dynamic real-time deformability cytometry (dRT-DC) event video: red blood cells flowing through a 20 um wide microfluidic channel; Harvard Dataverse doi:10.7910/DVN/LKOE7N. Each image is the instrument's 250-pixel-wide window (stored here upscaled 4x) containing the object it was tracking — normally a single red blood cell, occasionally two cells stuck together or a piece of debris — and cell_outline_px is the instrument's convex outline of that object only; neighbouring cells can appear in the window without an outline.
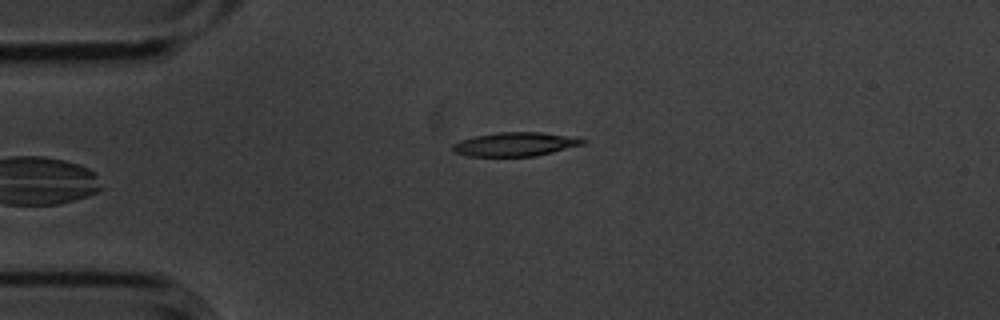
{"species": "common noctule bat (a hibernating species)", "species_latin": "Nyctalus noctula", "temperature_condition": "cold", "stored_images_in_passage": 6, "camera_frame_rate_fps": 3000, "um_per_image_px": 0.085, "animal": {"sex": "male", "body_mass_g": 20.1, "forearm_length_mm": 53.5}, "frame": {"image": 1, "passage_image": 6, "time_ms": 1.667, "image_size_px": [1000, 320], "cell_outline_px": [[588, 140], [584, 144], [536, 156], [468, 156], [452, 152], [452, 144], [460, 140], [476, 136], [496, 132], [540, 132]], "centroid_in_image_um": [43.73, 12.26], "position_along_channel_um": 41.3, "area_um2": 17.92}}